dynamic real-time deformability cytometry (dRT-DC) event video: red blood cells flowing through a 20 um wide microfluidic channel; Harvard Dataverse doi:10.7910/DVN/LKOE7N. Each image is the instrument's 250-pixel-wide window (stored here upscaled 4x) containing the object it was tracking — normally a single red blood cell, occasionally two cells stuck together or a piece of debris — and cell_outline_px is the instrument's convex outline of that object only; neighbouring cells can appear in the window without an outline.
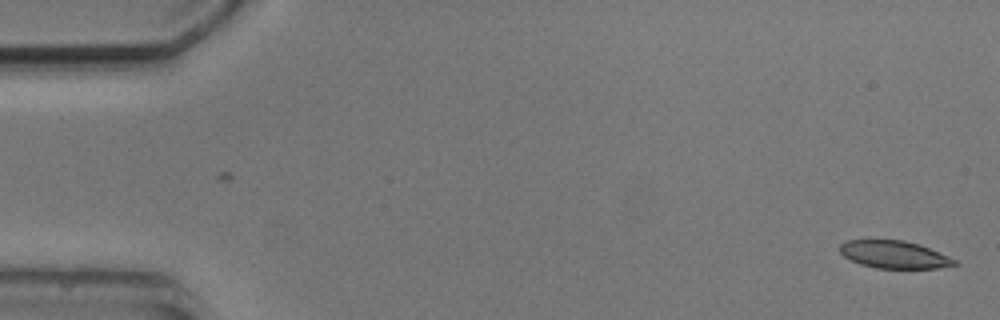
{"species": "common noctule bat (a hibernating species)", "species_latin": "Nyctalus noctula", "temperature_condition": "cold", "stored_images_in_passage": 2, "camera_frame_rate_fps": 3000, "um_per_image_px": 0.085, "animal": {"sex": "male", "body_mass_g": 20.5, "forearm_length_mm": 52.5}, "frame": {"image": 1, "passage_image": 2, "time_ms": 1.0, "image_size_px": [1000, 320], "cell_outline_px": [[960, 264], [936, 268], [876, 268], [860, 264], [844, 256], [840, 252], [840, 244], [848, 240], [904, 240], [920, 244], [956, 260]], "centroid_in_image_um": [76.01, 21.63], "position_along_channel_um": 9.0, "area_um2": 18.26}}